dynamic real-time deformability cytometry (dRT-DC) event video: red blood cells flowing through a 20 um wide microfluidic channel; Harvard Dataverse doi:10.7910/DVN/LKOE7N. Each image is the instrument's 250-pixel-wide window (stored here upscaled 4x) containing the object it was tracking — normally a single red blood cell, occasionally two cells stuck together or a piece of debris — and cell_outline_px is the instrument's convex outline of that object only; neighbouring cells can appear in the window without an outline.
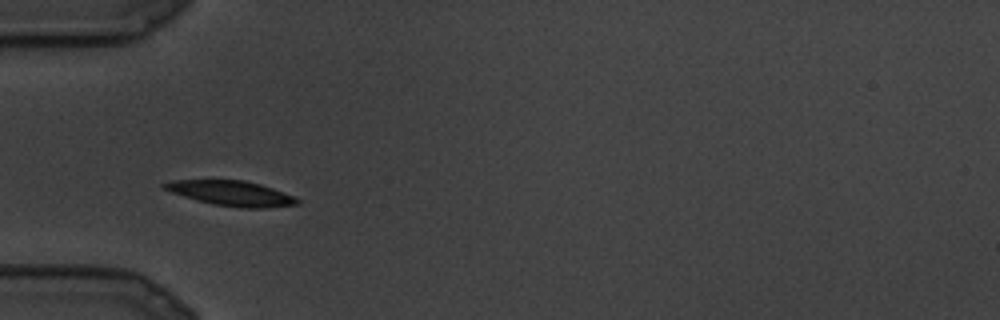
{"species": "common noctule bat (a hibernating species)", "species_latin": "Nyctalus noctula", "temperature_condition": "cold", "stored_images_in_passage": 10, "camera_frame_rate_fps": 3000, "um_per_image_px": 0.085, "animal": {"sex": "male", "body_mass_g": 19.5, "forearm_length_mm": 54.6}, "frame": {"image": 1, "passage_image": 2, "time_ms": 0.333, "image_size_px": [1000, 320], "cell_outline_px": [[300, 204], [264, 208], [240, 208], [212, 204], [184, 196], [172, 192], [164, 188], [160, 184], [172, 180], [244, 180], [260, 184], [272, 188], [292, 196], [300, 200]], "centroid_in_image_um": [19.67, 16.43], "position_along_channel_um": 65.3, "area_um2": 19.19}}
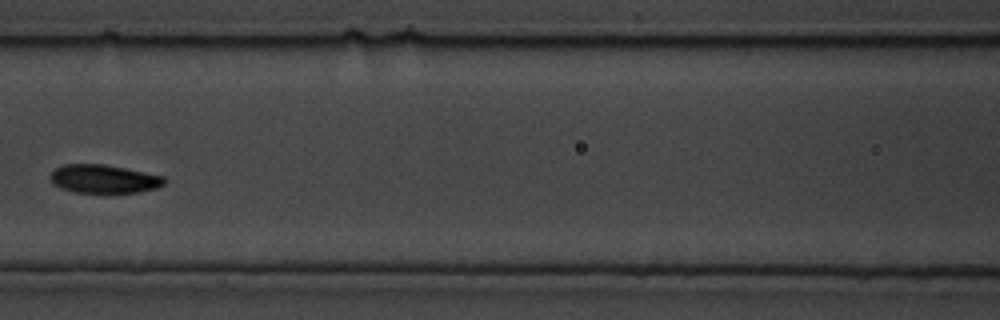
{"frame": {"image": 2, "passage_image": 6, "time_ms": 1.667, "image_size_px": [1000, 320], "cell_outline_px": [[164, 184], [156, 188], [140, 192], [108, 196], [104, 196], [76, 192], [60, 188], [52, 184], [48, 176], [56, 168], [64, 164], [104, 164], [164, 176]], "centroid_in_image_um": [8.8, 15.26], "position_along_channel_um": 157.8, "area_um2": 19.77}}
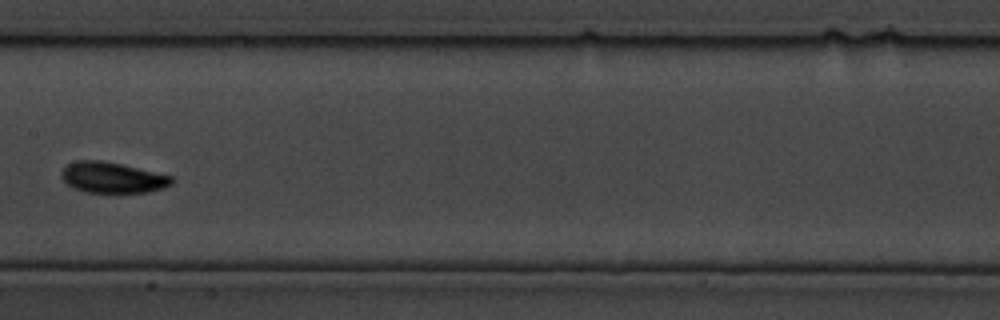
{"frame": {"image": 3, "passage_image": 8, "time_ms": 2.333, "image_size_px": [1000, 320], "cell_outline_px": [[176, 180], [172, 184], [164, 188], [148, 192], [120, 196], [88, 192], [72, 188], [60, 176], [60, 172], [68, 164], [76, 160], [100, 160], [120, 164], [172, 176]], "centroid_in_image_um": [9.58, 15.15], "position_along_channel_um": 197.8, "area_um2": 20.58}}